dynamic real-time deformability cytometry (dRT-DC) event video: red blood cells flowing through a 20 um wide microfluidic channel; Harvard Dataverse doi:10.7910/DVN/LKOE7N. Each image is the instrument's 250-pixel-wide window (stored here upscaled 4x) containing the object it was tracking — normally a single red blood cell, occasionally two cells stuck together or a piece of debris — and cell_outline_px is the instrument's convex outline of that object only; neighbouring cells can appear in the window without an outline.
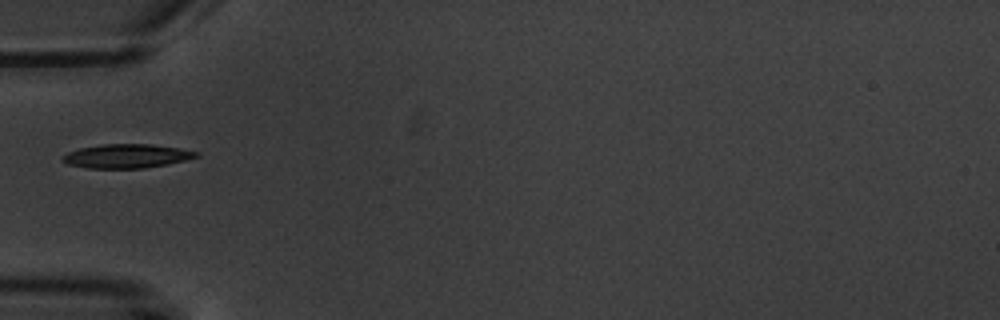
{"species": "common noctule bat (a hibernating species)", "species_latin": "Nyctalus noctula", "temperature_condition": "warm", "stored_images_in_passage": 1, "camera_frame_rate_fps": 3000, "um_per_image_px": 0.085, "animal": {"sex": "male", "body_mass_g": 20.1, "forearm_length_mm": 53.5}, "frame": {"image": 1, "passage_image": 1, "time_ms": 0.0, "image_size_px": [1000, 320], "cell_outline_px": [[200, 156], [168, 164], [144, 168], [88, 168], [68, 164], [60, 160], [60, 156], [68, 152], [80, 148], [104, 144], [152, 144], [200, 152]], "centroid_in_image_um": [10.74, 13.27], "position_along_channel_um": 74.3, "area_um2": 18.61}}